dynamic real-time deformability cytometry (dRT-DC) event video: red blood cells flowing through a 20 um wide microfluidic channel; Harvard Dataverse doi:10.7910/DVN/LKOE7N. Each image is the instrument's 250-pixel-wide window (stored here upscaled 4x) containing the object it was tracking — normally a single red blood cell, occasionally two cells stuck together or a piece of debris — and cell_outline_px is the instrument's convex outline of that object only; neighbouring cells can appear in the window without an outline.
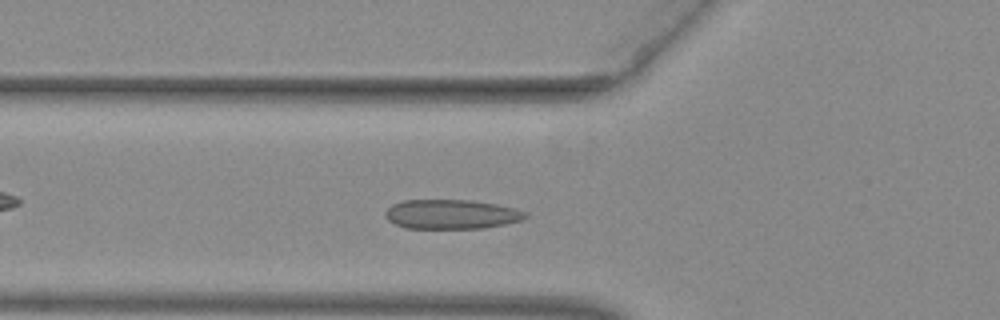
{"species": "common noctule bat (a hibernating species)", "species_latin": "Nyctalus noctula", "temperature_condition": "warm", "stored_images_in_passage": 44, "camera_frame_rate_fps": 3000, "um_per_image_px": 0.085, "animal": {"sex": "female", "body_mass_g": 29.2, "forearm_length_mm": 56.3}, "frame": {"image": 1, "passage_image": 11, "time_ms": 3.333, "image_size_px": [1000, 320], "cell_outline_px": [[528, 216], [520, 220], [504, 224], [480, 228], [404, 228], [388, 220], [384, 216], [384, 212], [392, 204], [404, 200], [472, 200], [496, 204], [516, 208], [528, 212]], "centroid_in_image_um": [38.36, 18.2], "position_along_channel_um": 87.4, "area_um2": 24.04}}
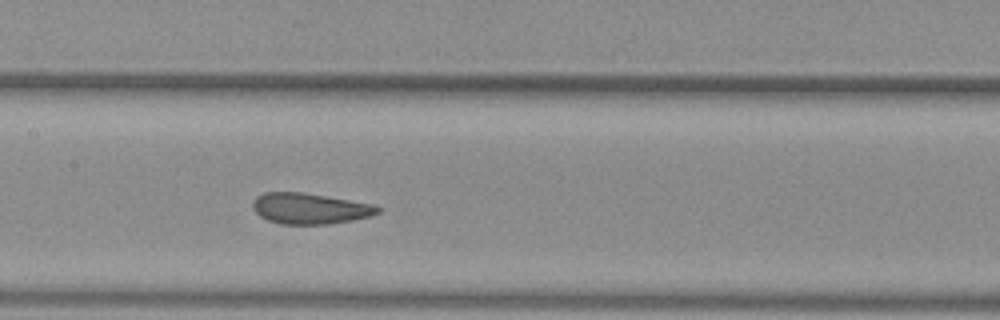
{"frame": {"image": 2, "passage_image": 18, "time_ms": 5.667, "image_size_px": [1000, 320], "cell_outline_px": [[384, 208], [380, 212], [372, 216], [352, 220], [328, 224], [280, 224], [268, 220], [260, 216], [252, 208], [252, 204], [256, 196], [264, 192], [300, 192], [372, 204]], "centroid_in_image_um": [26.34, 17.73], "position_along_channel_um": 181.1, "area_um2": 22.43}}
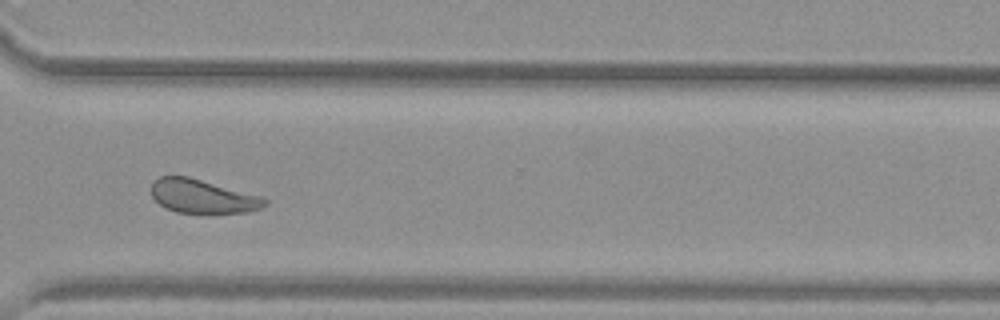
{"frame": {"image": 3, "passage_image": 31, "time_ms": 10.0, "image_size_px": [1000, 320], "cell_outline_px": [[268, 204], [260, 208], [248, 212], [176, 212], [160, 204], [152, 196], [152, 184], [160, 176], [188, 176], [260, 196], [268, 200]], "centroid_in_image_um": [17.23, 16.68], "position_along_channel_um": 353.4, "area_um2": 21.79}, "authors_computed_cell_mechanics": {"area_um2": 23.9003, "velocity_mm_per_s": 3.9839, "shape_relaxation_time_tau1_ms": 4.7028, "shape_relaxation_time_tau2_ms": 0.7297, "deformation_change_tau1": 0.1267, "deformation_change_tau2": 0.0607}}